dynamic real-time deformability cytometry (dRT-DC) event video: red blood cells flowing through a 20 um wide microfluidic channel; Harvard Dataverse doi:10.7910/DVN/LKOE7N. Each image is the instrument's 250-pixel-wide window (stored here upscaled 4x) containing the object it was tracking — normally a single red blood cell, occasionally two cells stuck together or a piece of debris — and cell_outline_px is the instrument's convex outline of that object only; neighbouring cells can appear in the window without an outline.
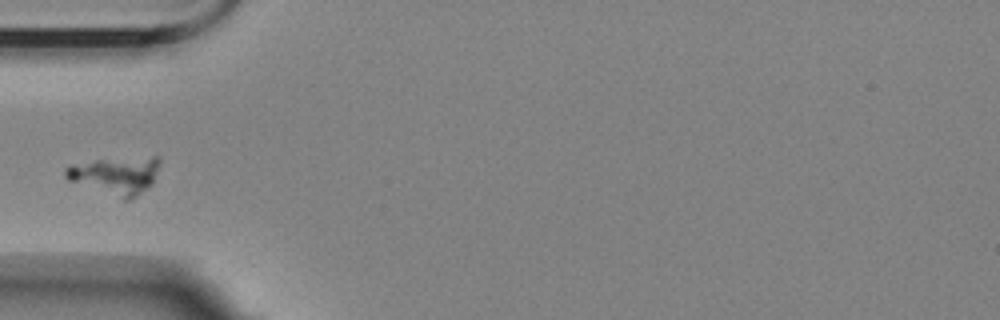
{"species": "Egyptian fruit bat (a non-hibernating species)", "species_latin": "Rousettus aegyptiacus", "temperature_condition": "room temperature", "stored_images_in_passage": 1, "camera_frame_rate_fps": 3000, "um_per_image_px": 0.085, "animal": {"sex": "female"}, "frame": {"image": 1, "passage_image": 1, "time_ms": 0.0, "image_size_px": [1000, 320], "cell_outline_px": [[160, 164], [152, 184], [136, 196], [128, 200], [120, 200], [68, 180], [64, 176], [64, 168], [72, 164], [96, 160], [152, 156], [160, 156]], "centroid_in_image_um": [9.83, 14.92], "position_along_channel_um": 75.2, "area_um2": 20.92}}